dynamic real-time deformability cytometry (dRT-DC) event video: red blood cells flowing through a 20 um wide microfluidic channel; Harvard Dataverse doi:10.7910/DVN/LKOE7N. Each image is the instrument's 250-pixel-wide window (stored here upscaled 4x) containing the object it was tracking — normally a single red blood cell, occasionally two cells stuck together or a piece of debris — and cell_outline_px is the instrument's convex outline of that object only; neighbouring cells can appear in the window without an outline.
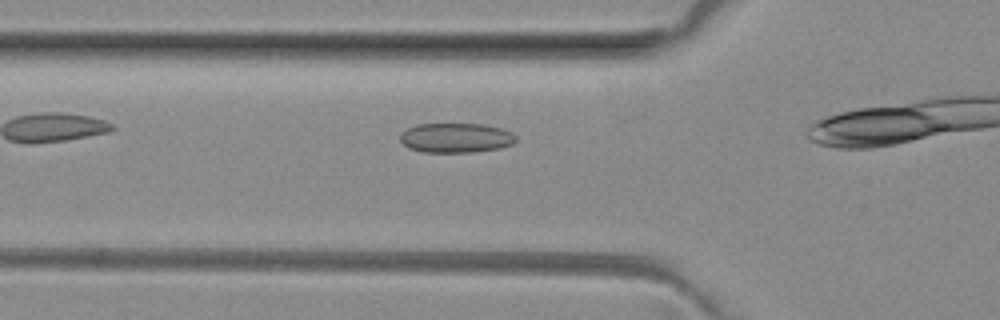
{"species": "common noctule bat (a hibernating species)", "species_latin": "Nyctalus noctula", "temperature_condition": "room temperature", "stored_images_in_passage": 6, "camera_frame_rate_fps": 3000, "um_per_image_px": 0.085, "animal": {"sex": "female", "body_mass_g": 29.2, "forearm_length_mm": 56.3}, "frame": {"image": 1, "passage_image": 2, "time_ms": 0.333, "image_size_px": [1000, 320], "cell_outline_px": [[516, 140], [512, 144], [500, 148], [472, 152], [424, 152], [408, 148], [400, 140], [400, 132], [416, 124], [484, 124], [500, 128], [512, 132], [516, 136]], "centroid_in_image_um": [38.74, 11.71], "position_along_channel_um": 87.1, "area_um2": 20.06}}